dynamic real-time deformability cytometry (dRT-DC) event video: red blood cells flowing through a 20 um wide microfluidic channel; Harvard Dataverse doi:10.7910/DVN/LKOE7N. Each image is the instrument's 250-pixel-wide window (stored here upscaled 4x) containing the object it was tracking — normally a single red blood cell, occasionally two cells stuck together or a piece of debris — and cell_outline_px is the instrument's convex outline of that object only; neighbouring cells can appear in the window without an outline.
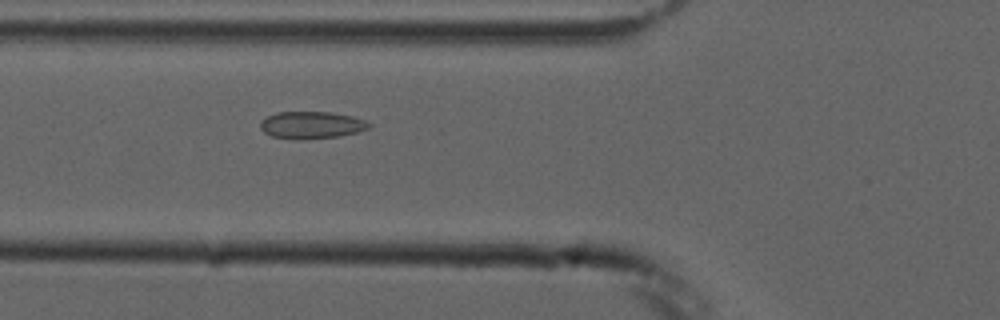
{"species": "common noctule bat (a hibernating species)", "species_latin": "Nyctalus noctula", "temperature_condition": "cold", "stored_images_in_passage": 4, "camera_frame_rate_fps": 3000, "um_per_image_px": 0.085, "animal": {"sex": "male", "forearm_length_mm": 52.5}, "frame": {"image": 1, "passage_image": 4, "time_ms": 4.333, "image_size_px": [1000, 320], "cell_outline_px": [[372, 128], [340, 136], [300, 140], [272, 136], [264, 132], [260, 128], [260, 120], [276, 112], [328, 112], [352, 116], [364, 120], [372, 124]], "centroid_in_image_um": [26.48, 10.63], "position_along_channel_um": 99.3, "area_um2": 17.28}}